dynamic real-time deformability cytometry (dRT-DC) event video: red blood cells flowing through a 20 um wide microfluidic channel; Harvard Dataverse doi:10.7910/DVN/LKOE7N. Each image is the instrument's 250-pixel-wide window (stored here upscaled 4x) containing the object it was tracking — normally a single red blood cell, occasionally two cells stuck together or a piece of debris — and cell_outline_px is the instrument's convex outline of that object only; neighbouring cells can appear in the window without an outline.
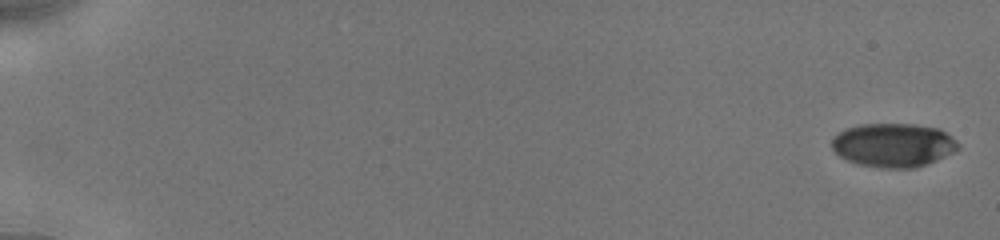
{"species": "human", "species_latin": "Homo sapiens", "temperature_condition": "cold", "stored_images_in_passage": 23, "camera_frame_rate_fps": 3000, "um_per_image_px": 0.085, "donor": {"sex": "male"}, "frame": {"image": 1, "passage_image": 1, "time_ms": 0.0, "image_size_px": [1000, 240], "cell_outline_px": [[960, 148], [956, 152], [916, 168], [880, 168], [856, 164], [840, 156], [832, 148], [832, 136], [848, 128], [864, 124], [916, 124], [940, 128], [952, 136], [960, 144]], "centroid_in_image_um": [75.98, 12.34], "position_along_channel_um": 9.0, "area_um2": 32.54}}
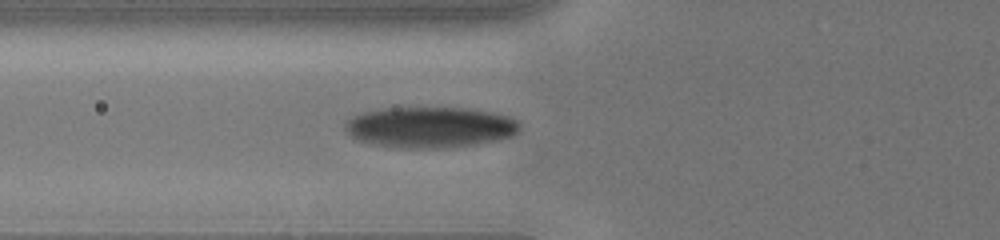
{"frame": {"image": 2, "passage_image": 14, "time_ms": 7.0, "image_size_px": [1000, 240], "cell_outline_px": [[520, 128], [512, 136], [500, 140], [476, 144], [444, 148], [400, 148], [372, 144], [356, 140], [344, 128], [344, 124], [352, 116], [364, 112], [384, 108], [464, 108], [492, 112], [508, 116], [520, 120]], "centroid_in_image_um": [36.57, 10.82], "position_along_channel_um": 89.2, "area_um2": 41.79}}
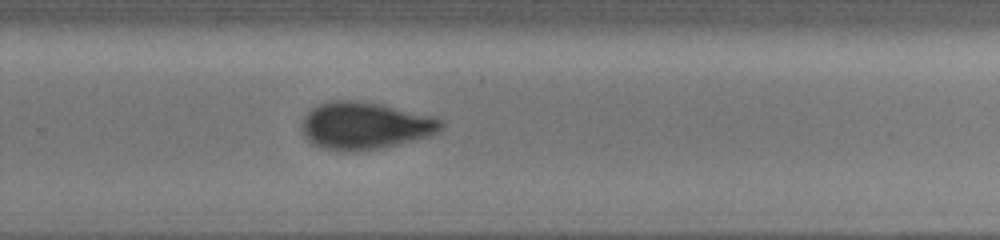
{"frame": {"image": 3, "passage_image": 23, "time_ms": 12.333, "image_size_px": [1000, 240], "cell_outline_px": [[444, 128], [440, 132], [432, 136], [380, 148], [356, 152], [352, 152], [324, 148], [308, 140], [304, 136], [300, 124], [304, 116], [312, 108], [320, 104], [332, 100], [356, 100], [384, 104], [436, 116], [444, 120]], "centroid_in_image_um": [31.1, 10.67], "position_along_channel_um": 298.7, "area_um2": 38.96}}